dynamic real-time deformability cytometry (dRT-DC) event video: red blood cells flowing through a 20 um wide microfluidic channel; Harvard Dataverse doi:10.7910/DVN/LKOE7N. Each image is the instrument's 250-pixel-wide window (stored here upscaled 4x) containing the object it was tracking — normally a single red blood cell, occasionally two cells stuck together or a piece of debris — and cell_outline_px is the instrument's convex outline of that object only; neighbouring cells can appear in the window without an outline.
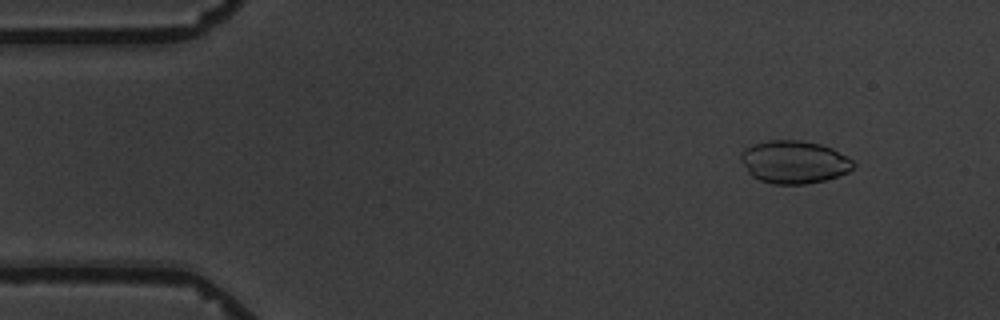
{"species": "common noctule bat (a hibernating species)", "species_latin": "Nyctalus noctula", "temperature_condition": "warm", "stored_images_in_passage": 6, "camera_frame_rate_fps": 3000, "um_per_image_px": 0.085, "animal": {"sex": "male", "body_mass_g": 19.5, "forearm_length_mm": 54.6}, "frame": {"image": 1, "passage_image": 2, "time_ms": 1.333, "image_size_px": [1000, 320], "cell_outline_px": [[856, 164], [848, 172], [824, 180], [804, 184], [772, 184], [760, 180], [752, 176], [748, 172], [740, 160], [740, 152], [744, 148], [752, 144], [768, 140], [800, 140], [820, 144], [832, 148], [848, 156]], "centroid_in_image_um": [67.47, 13.76], "position_along_channel_um": 17.5, "area_um2": 28.21}}